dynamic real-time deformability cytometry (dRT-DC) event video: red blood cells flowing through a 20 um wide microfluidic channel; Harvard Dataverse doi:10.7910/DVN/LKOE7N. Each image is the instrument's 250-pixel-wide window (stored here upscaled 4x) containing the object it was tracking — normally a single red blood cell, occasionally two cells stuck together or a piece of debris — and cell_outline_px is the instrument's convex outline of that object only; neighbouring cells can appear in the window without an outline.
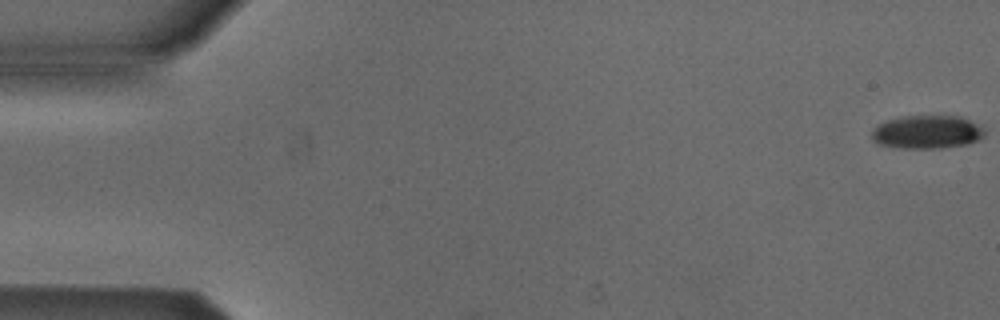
{"species": "Egyptian fruit bat (a non-hibernating species)", "species_latin": "Rousettus aegyptiacus", "temperature_condition": "cold", "stored_images_in_passage": 54, "camera_frame_rate_fps": 3000, "um_per_image_px": 0.085, "animal": {"sex": "male"}, "frame": {"image": 1, "passage_image": 1, "time_ms": 0.0, "image_size_px": [1000, 320], "cell_outline_px": [[976, 136], [972, 140], [952, 144], [892, 144], [880, 140], [876, 136], [876, 132], [884, 124], [904, 120], [960, 120], [968, 124], [976, 132]], "centroid_in_image_um": [78.72, 11.24], "position_along_channel_um": 6.3, "area_um2": 15.2}}
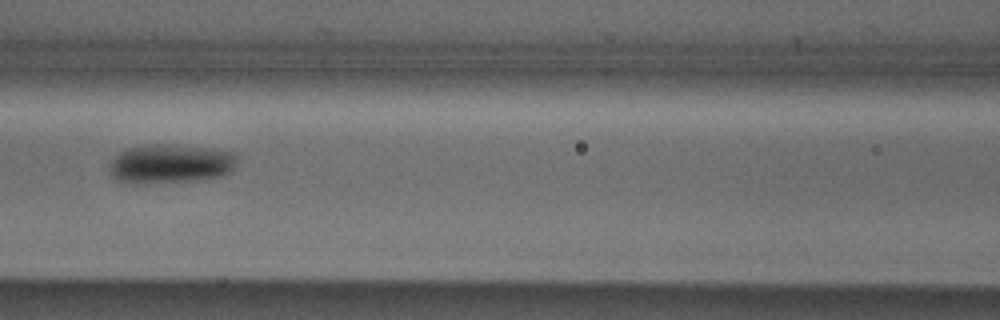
{"frame": {"image": 2, "passage_image": 24, "time_ms": 7.667, "image_size_px": [1000, 320], "cell_outline_px": [[224, 168], [220, 172], [188, 176], [128, 176], [120, 172], [120, 160], [124, 156], [140, 152], [148, 152], [212, 156], [224, 160]], "centroid_in_image_um": [14.38, 14.0], "position_along_channel_um": 152.2, "area_um2": 15.43}}
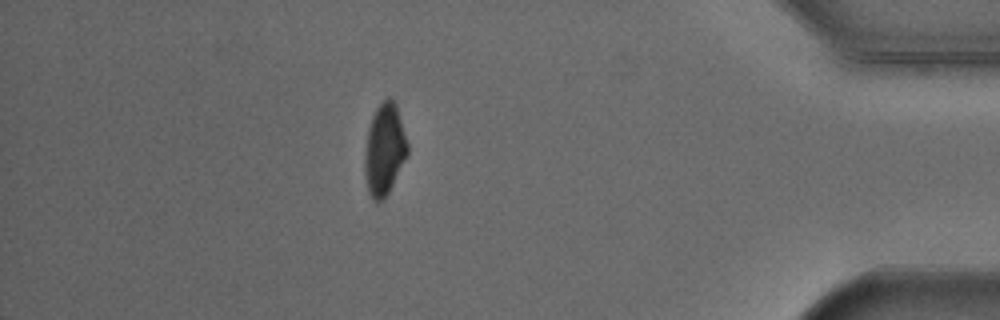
{"frame": {"image": 3, "passage_image": 47, "time_ms": 15.333, "image_size_px": [1000, 320], "cell_outline_px": [[408, 152], [384, 196], [372, 196], [368, 184], [368, 140], [372, 120], [376, 112], [388, 100], [392, 104], [396, 112], [408, 148]], "centroid_in_image_um": [32.72, 12.71], "position_along_channel_um": 402.5, "area_um2": 19.02}, "authors_computed_cell_mechanics": {"area_um2": 15.7216, "velocity_mm_per_s": 3.8758, "shape_relaxation_time_tau1_ms": 5.2353, "shape_relaxation_time_tau2_ms": null, "deformation_change_tau1": 0.1878, "deformation_change_tau2": null}}